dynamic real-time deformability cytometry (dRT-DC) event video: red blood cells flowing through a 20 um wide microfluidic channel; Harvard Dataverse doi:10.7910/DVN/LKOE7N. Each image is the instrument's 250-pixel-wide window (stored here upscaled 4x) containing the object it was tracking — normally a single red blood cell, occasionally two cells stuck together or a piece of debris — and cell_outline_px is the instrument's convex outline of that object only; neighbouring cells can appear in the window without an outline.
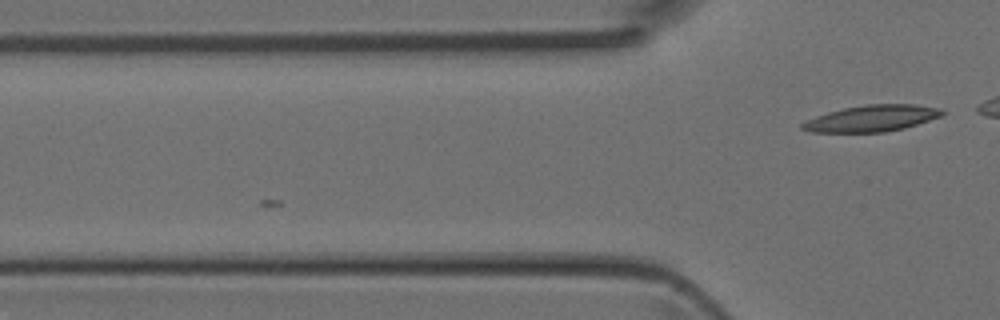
{"species": "Egyptian fruit bat (a non-hibernating species)", "species_latin": "Rousettus aegyptiacus", "temperature_condition": "room temperature", "stored_images_in_passage": 3, "camera_frame_rate_fps": 3000, "um_per_image_px": 0.085, "animal": {"sex": "female"}, "frame": {"image": 1, "passage_image": 3, "time_ms": 0.667, "image_size_px": [1000, 320], "cell_outline_px": [[944, 112], [940, 116], [904, 128], [884, 132], [812, 132], [800, 128], [800, 124], [816, 116], [828, 112], [844, 108], [868, 104], [916, 104], [940, 108]], "centroid_in_image_um": [74.09, 10.06], "position_along_channel_um": 51.7, "area_um2": 21.27}}